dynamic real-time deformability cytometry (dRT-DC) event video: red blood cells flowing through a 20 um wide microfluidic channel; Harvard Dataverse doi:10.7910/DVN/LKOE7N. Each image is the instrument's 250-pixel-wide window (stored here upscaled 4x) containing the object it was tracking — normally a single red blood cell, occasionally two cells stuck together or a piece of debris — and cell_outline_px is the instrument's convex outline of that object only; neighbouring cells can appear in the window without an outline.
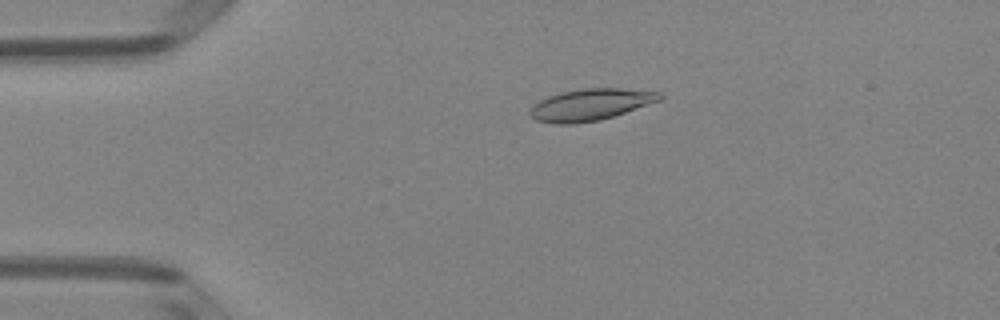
{"species": "Egyptian fruit bat (a non-hibernating species)", "species_latin": "Rousettus aegyptiacus", "temperature_condition": "room temperature", "stored_images_in_passage": 51, "camera_frame_rate_fps": 3000, "um_per_image_px": 0.085, "animal": {"sex": "female"}, "frame": {"image": 1, "passage_image": 11, "time_ms": 3.333, "image_size_px": [1000, 320], "cell_outline_px": [[664, 96], [660, 100], [600, 120], [572, 124], [556, 124], [536, 120], [528, 112], [540, 100], [548, 96], [560, 92], [584, 88], [620, 88], [660, 92]], "centroid_in_image_um": [50.18, 8.89], "position_along_channel_um": 34.8, "area_um2": 23.64}}
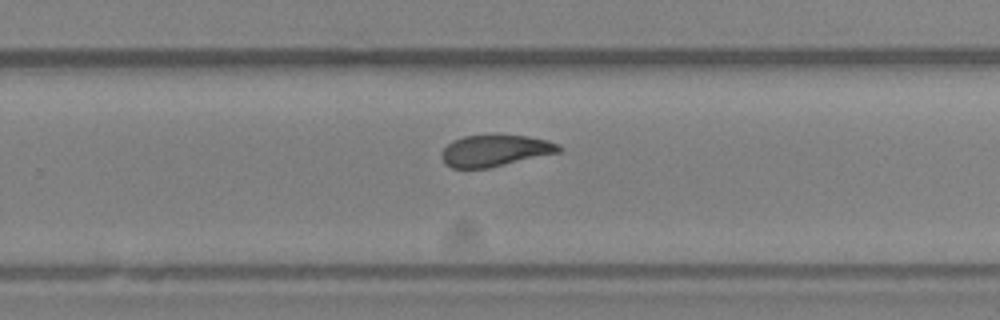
{"frame": {"image": 2, "passage_image": 33, "time_ms": 10.667, "image_size_px": [1000, 320], "cell_outline_px": [[564, 148], [560, 152], [488, 168], [452, 168], [444, 164], [440, 156], [444, 148], [452, 140], [464, 136], [492, 132], [528, 136], [548, 140], [560, 144]], "centroid_in_image_um": [42.08, 12.76], "position_along_channel_um": 287.7, "area_um2": 22.37}}
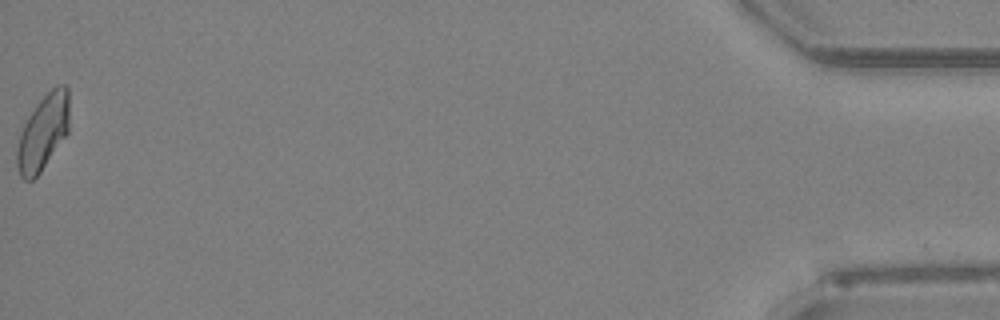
{"frame": {"image": 3, "passage_image": 51, "time_ms": 16.667, "image_size_px": [1000, 320], "cell_outline_px": [[68, 132], [40, 172], [32, 180], [24, 180], [20, 176], [16, 164], [16, 148], [24, 124], [28, 116], [36, 104], [56, 84], [64, 84], [68, 88]], "centroid_in_image_um": [3.64, 11.24], "position_along_channel_um": 431.6, "area_um2": 22.77}, "authors_computed_cell_mechanics": {"area_um2": 22.4842, "velocity_mm_per_s": 4.0217, "shape_relaxation_time_tau1_ms": 5.461, "shape_relaxation_time_tau2_ms": 1.8139, "deformation_change_tau1": 0.1452, "deformation_change_tau2": 0.0765}}